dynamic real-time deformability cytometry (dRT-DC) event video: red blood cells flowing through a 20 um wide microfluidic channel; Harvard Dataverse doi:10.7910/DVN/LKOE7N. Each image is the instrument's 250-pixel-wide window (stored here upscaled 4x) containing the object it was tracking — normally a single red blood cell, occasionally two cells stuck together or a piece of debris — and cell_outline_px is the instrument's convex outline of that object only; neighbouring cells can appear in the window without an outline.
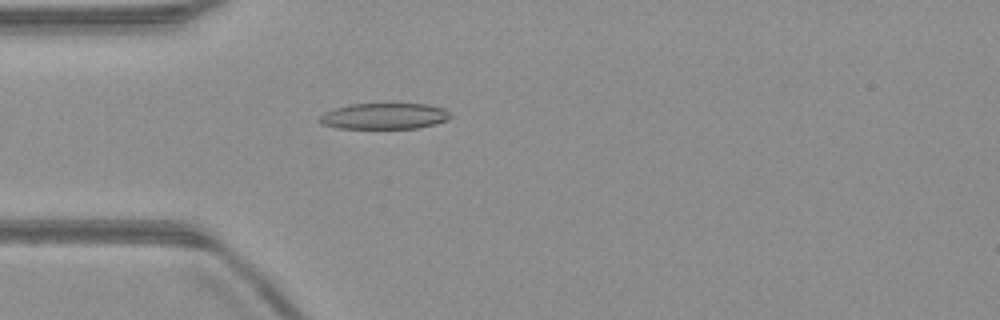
{"species": "common noctule bat (a hibernating species)", "species_latin": "Nyctalus noctula", "temperature_condition": "warm", "stored_images_in_passage": 50, "camera_frame_rate_fps": 3000, "um_per_image_px": 0.085, "animal": {"sex": "male", "body_mass_g": 23.1, "forearm_length_mm": 52.7}, "frame": {"image": 1, "passage_image": 14, "time_ms": 4.333, "image_size_px": [1000, 320], "cell_outline_px": [[452, 116], [448, 120], [416, 128], [340, 128], [320, 124], [316, 120], [324, 112], [336, 108], [352, 104], [428, 104], [444, 108]], "centroid_in_image_um": [32.64, 9.87], "position_along_channel_um": 52.4, "area_um2": 19.77}}
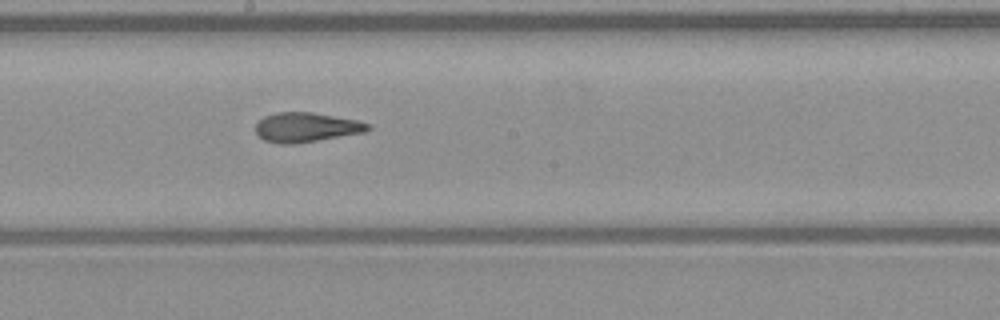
{"frame": {"image": 2, "passage_image": 27, "time_ms": 8.667, "image_size_px": [1000, 320], "cell_outline_px": [[372, 128], [364, 132], [296, 144], [280, 144], [264, 140], [256, 132], [256, 124], [264, 116], [276, 112], [312, 112], [356, 120], [368, 124]], "centroid_in_image_um": [26.0, 10.82], "position_along_channel_um": 222.2, "area_um2": 19.19}}
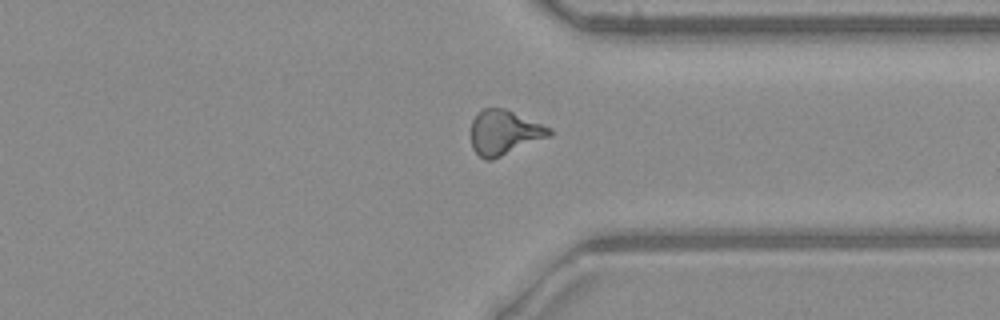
{"frame": {"image": 3, "passage_image": 38, "time_ms": 12.333, "image_size_px": [1000, 320], "cell_outline_px": [[552, 136], [492, 160], [484, 160], [472, 148], [472, 120], [484, 108], [504, 108], [552, 128]], "centroid_in_image_um": [42.89, 11.28], "position_along_channel_um": 368.5, "area_um2": 20.35}, "authors_computed_cell_mechanics": {"area_um2": 19.7387, "velocity_mm_per_s": 4.0461, "shape_relaxation_time_tau1_ms": null, "shape_relaxation_time_tau2_ms": 2.0868, "deformation_change_tau1": null, "deformation_change_tau2": 0.1126}}